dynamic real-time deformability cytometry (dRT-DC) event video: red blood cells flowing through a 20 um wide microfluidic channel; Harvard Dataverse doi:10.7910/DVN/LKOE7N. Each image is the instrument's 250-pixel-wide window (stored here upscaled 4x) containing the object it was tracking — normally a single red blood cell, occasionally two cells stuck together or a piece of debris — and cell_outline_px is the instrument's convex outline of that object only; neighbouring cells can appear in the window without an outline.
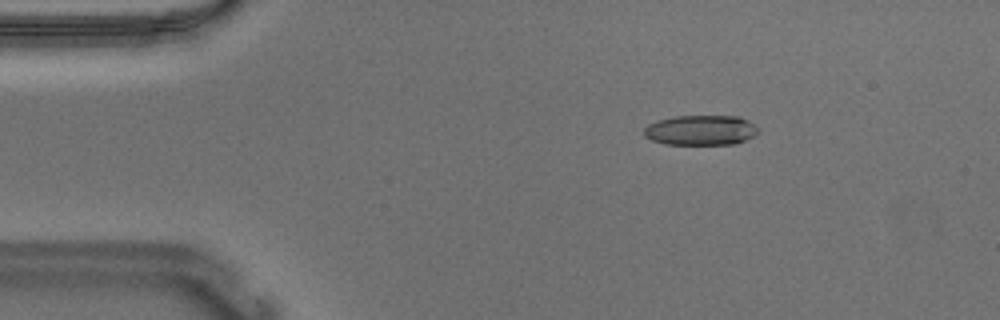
{"species": "Egyptian fruit bat (a non-hibernating species)", "species_latin": "Rousettus aegyptiacus", "temperature_condition": "warm", "stored_images_in_passage": 47, "camera_frame_rate_fps": 3000, "um_per_image_px": 0.085, "animal": {"sex": "male"}, "frame": {"image": 1, "passage_image": 1, "time_ms": 0.0, "image_size_px": [1000, 320], "cell_outline_px": [[760, 132], [736, 144], [664, 144], [652, 140], [644, 136], [644, 128], [648, 124], [656, 120], [672, 116], [740, 116], [748, 120], [760, 128]], "centroid_in_image_um": [59.57, 11.05], "position_along_channel_um": 25.4, "area_um2": 20.23}}
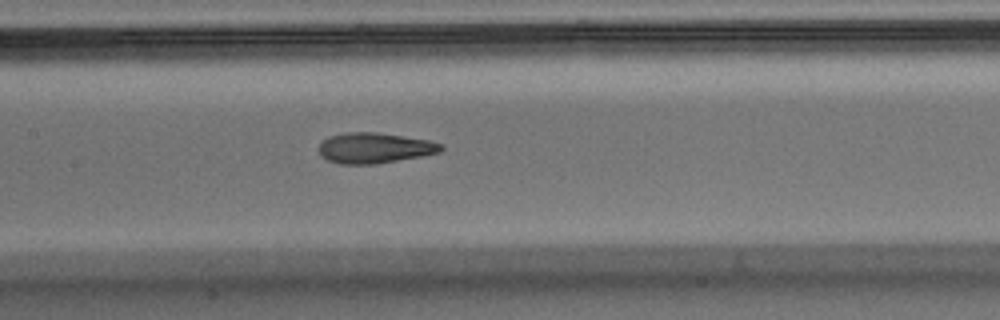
{"frame": {"image": 2, "passage_image": 18, "time_ms": 5.667, "image_size_px": [1000, 320], "cell_outline_px": [[444, 148], [440, 152], [420, 156], [376, 164], [340, 164], [328, 160], [320, 156], [316, 148], [328, 136], [344, 132], [376, 132], [428, 140], [444, 144]], "centroid_in_image_um": [31.79, 12.57], "position_along_channel_um": 175.6, "area_um2": 21.85}}
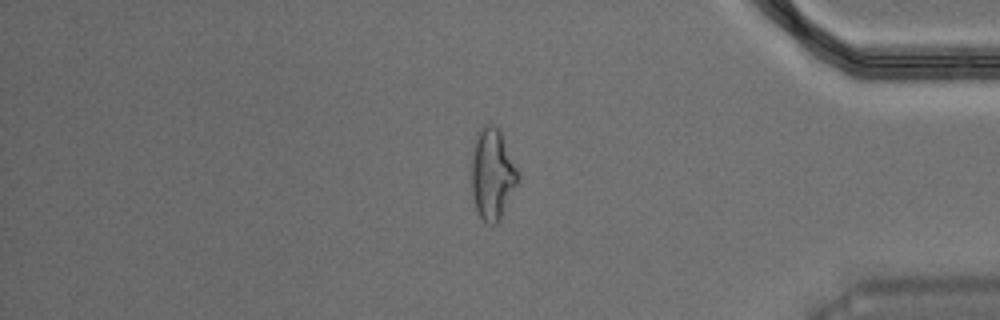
{"frame": {"image": 3, "passage_image": 38, "time_ms": 12.333, "image_size_px": [1000, 320], "cell_outline_px": [[520, 180], [500, 220], [496, 224], [488, 224], [480, 216], [476, 208], [472, 192], [472, 144], [476, 132], [484, 124], [492, 124], [500, 128], [520, 176]], "centroid_in_image_um": [41.86, 14.75], "position_along_channel_um": 393.3, "area_um2": 25.09}, "authors_computed_cell_mechanics": {"area_um2": 21.9062, "velocity_mm_per_s": 3.6954, "shape_relaxation_time_tau1_ms": 8.4747, "shape_relaxation_time_tau2_ms": 1.7928, "deformation_change_tau1": 0.264, "deformation_change_tau2": 0.1101}}